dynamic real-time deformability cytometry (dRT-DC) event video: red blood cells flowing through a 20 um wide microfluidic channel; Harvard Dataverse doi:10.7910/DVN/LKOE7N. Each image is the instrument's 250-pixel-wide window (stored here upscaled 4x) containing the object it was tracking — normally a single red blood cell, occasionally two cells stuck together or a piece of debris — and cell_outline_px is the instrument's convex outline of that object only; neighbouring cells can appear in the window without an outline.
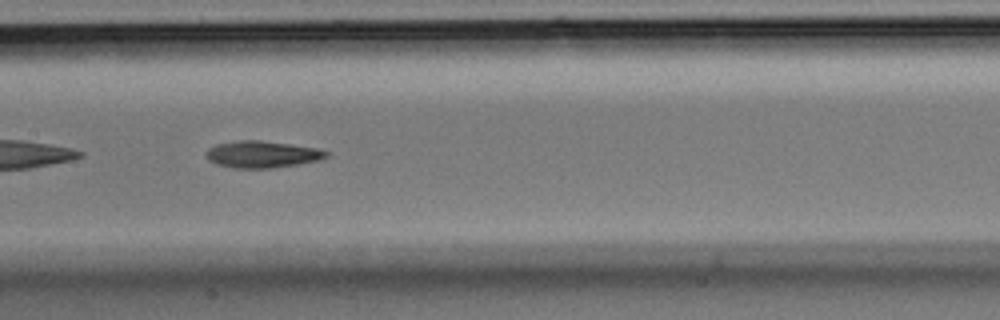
{"species": "Egyptian fruit bat (a non-hibernating species)", "species_latin": "Rousettus aegyptiacus", "temperature_condition": "room temperature", "stored_images_in_passage": 24, "camera_frame_rate_fps": 3000, "um_per_image_px": 0.085, "animal": {"sex": "male"}, "frame": {"image": 1, "passage_image": 8, "time_ms": 2.333, "image_size_px": [1000, 320], "cell_outline_px": [[332, 152], [328, 156], [316, 160], [296, 164], [272, 168], [232, 168], [216, 164], [208, 160], [208, 148], [216, 144], [236, 140], [260, 140], [320, 148]], "centroid_in_image_um": [22.3, 13.11], "position_along_channel_um": 185.1, "area_um2": 18.79}}
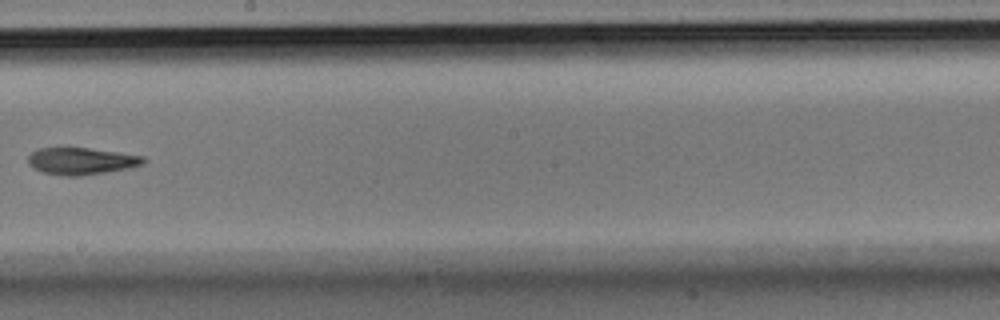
{"frame": {"image": 2, "passage_image": 11, "time_ms": 3.333, "image_size_px": [1000, 320], "cell_outline_px": [[148, 160], [140, 164], [128, 168], [80, 176], [64, 176], [40, 172], [32, 168], [28, 164], [28, 156], [36, 148], [88, 148], [120, 152], [144, 156]], "centroid_in_image_um": [6.87, 13.69], "position_along_channel_um": 241.3, "area_um2": 18.21}}
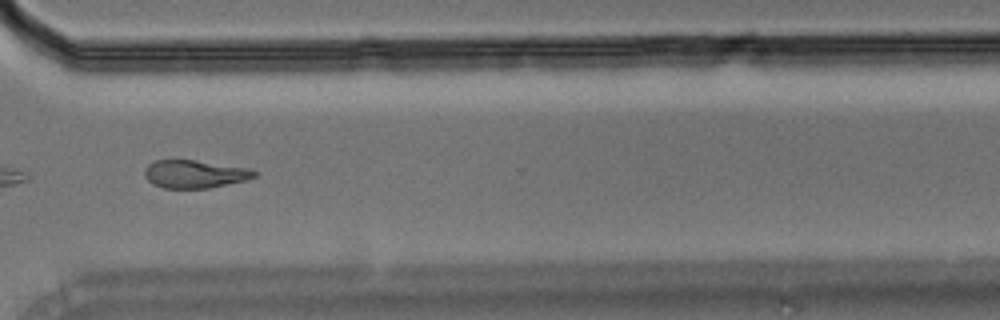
{"frame": {"image": 3, "passage_image": 17, "time_ms": 5.333, "image_size_px": [1000, 320], "cell_outline_px": [[256, 176], [248, 180], [208, 188], [164, 188], [152, 184], [144, 176], [144, 168], [148, 164], [156, 160], [196, 160], [248, 168], [256, 172]], "centroid_in_image_um": [16.53, 14.79], "position_along_channel_um": 354.1, "area_um2": 17.92}}